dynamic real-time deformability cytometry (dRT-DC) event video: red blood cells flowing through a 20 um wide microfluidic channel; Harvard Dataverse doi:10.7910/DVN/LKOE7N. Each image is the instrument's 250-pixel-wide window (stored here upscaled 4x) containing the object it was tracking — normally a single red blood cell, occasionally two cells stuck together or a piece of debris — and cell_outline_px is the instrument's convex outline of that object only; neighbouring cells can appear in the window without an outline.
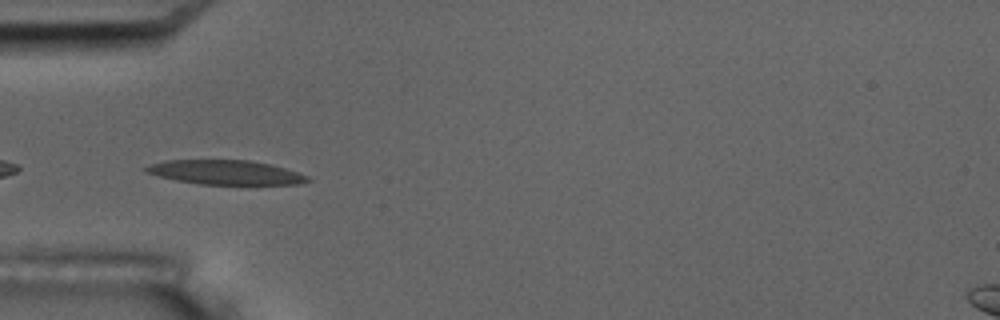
{"species": "common noctule bat (a hibernating species)", "species_latin": "Nyctalus noctula", "temperature_condition": "room temperature", "stored_images_in_passage": 11, "camera_frame_rate_fps": 3000, "um_per_image_px": 0.085, "animal": {"sex": "male", "body_mass_g": 17.5, "forearm_length_mm": 52.3}, "frame": {"image": 1, "passage_image": 8, "time_ms": 8.0, "image_size_px": [1000, 320], "cell_outline_px": [[312, 180], [300, 184], [200, 184], [176, 180], [144, 172], [140, 168], [164, 160], [248, 160], [268, 164], [284, 168], [308, 176]], "centroid_in_image_um": [19.13, 14.65], "position_along_channel_um": 65.9, "area_um2": 22.77}}
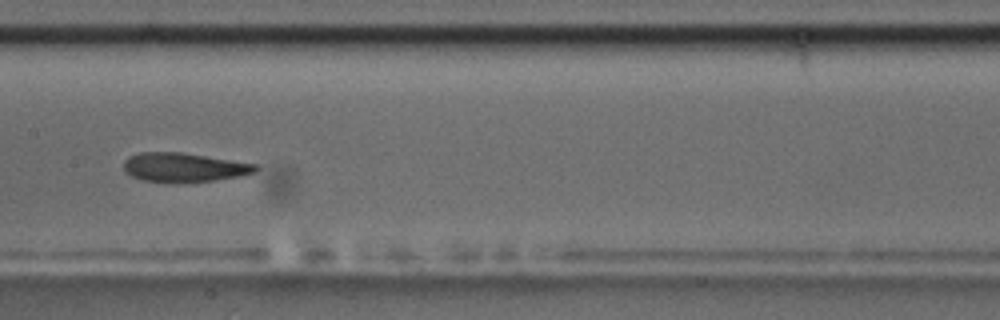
{"frame": {"image": 2, "passage_image": 11, "time_ms": 11.667, "image_size_px": [1000, 320], "cell_outline_px": [[260, 168], [256, 172], [240, 176], [212, 180], [180, 184], [168, 184], [144, 180], [132, 176], [124, 172], [124, 160], [128, 156], [140, 152], [180, 152], [256, 164]], "centroid_in_image_um": [15.6, 14.25], "position_along_channel_um": 191.8, "area_um2": 22.72}}